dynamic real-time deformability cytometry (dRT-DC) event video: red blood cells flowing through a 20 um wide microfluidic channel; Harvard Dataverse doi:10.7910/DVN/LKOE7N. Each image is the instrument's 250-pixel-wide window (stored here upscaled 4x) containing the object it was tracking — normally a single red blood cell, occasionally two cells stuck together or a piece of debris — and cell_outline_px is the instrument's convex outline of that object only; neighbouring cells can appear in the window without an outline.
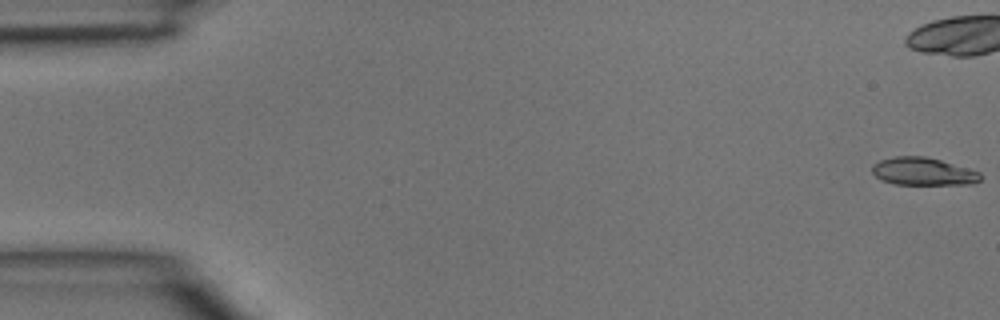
{"species": "common noctule bat (a hibernating species)", "species_latin": "Nyctalus noctula", "temperature_condition": "room temperature", "stored_images_in_passage": 47, "camera_frame_rate_fps": 3000, "um_per_image_px": 0.085, "animal": {"sex": "male", "body_mass_g": 15.6}, "frame": {"image": 1, "passage_image": 1, "time_ms": 0.0, "image_size_px": [1000, 320], "cell_outline_px": [[980, 180], [972, 184], [896, 184], [880, 180], [872, 172], [872, 164], [880, 160], [896, 156], [924, 156], [940, 160], [968, 168], [980, 172]], "centroid_in_image_um": [78.44, 14.57], "position_along_channel_um": 6.6, "area_um2": 17.4}}